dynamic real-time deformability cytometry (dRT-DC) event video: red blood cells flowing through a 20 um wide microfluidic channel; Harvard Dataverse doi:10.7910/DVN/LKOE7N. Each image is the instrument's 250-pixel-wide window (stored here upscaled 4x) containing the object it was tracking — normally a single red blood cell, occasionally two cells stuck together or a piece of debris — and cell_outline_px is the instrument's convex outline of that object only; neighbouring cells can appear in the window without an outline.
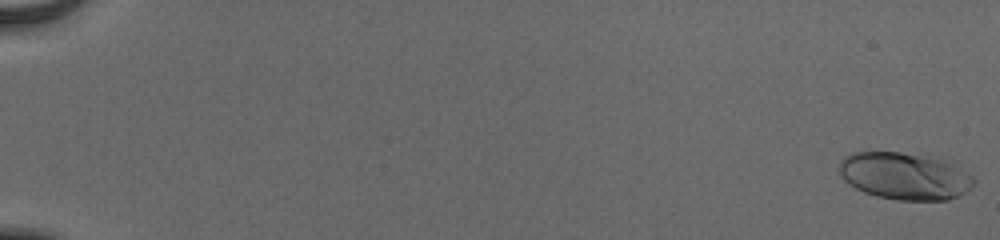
{"species": "human", "species_latin": "Homo sapiens", "temperature_condition": "cold", "stored_images_in_passage": 56, "camera_frame_rate_fps": 3000, "um_per_image_px": 0.085, "donor": {"sex": "male"}, "frame": {"image": 1, "passage_image": 1, "time_ms": 0.0, "image_size_px": [1000, 240], "cell_outline_px": [[976, 180], [964, 192], [948, 200], [896, 200], [876, 196], [864, 192], [848, 184], [840, 176], [840, 160], [844, 156], [852, 152], [900, 152], [936, 160], [948, 164], [972, 176]], "centroid_in_image_um": [76.78, 14.99], "position_along_channel_um": 8.2, "area_um2": 36.07}}
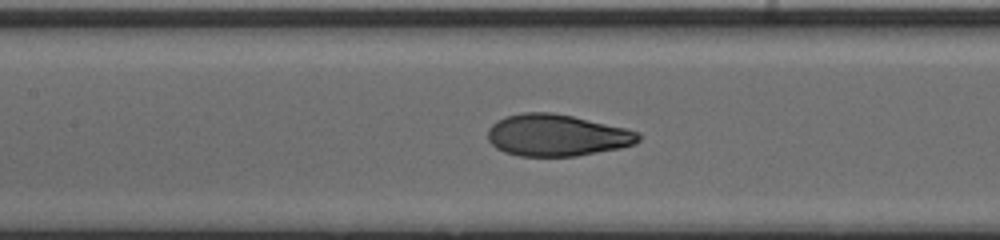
{"frame": {"image": 2, "passage_image": 29, "time_ms": 9.333, "image_size_px": [1000, 240], "cell_outline_px": [[640, 140], [636, 144], [620, 148], [576, 156], [520, 156], [504, 152], [496, 148], [488, 140], [488, 128], [496, 120], [504, 116], [524, 112], [552, 112], [572, 116], [624, 128], [640, 132]], "centroid_in_image_um": [47.31, 11.5], "position_along_channel_um": 160.1, "area_um2": 36.76}}
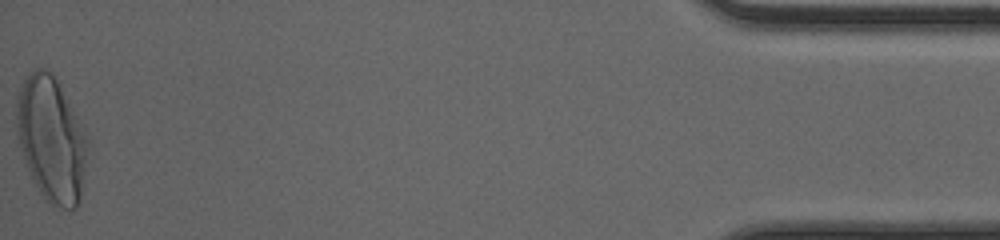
{"frame": {"image": 3, "passage_image": 56, "time_ms": 18.333, "image_size_px": [1000, 240], "cell_outline_px": [[88, 144], [80, 200], [76, 208], [64, 208], [52, 204], [40, 192], [32, 180], [24, 160], [20, 144], [16, 120], [16, 100], [20, 88], [24, 80], [36, 68], [48, 68], [52, 72], [84, 132], [88, 140]], "centroid_in_image_um": [4.34, 11.84], "position_along_channel_um": 430.9, "area_um2": 50.69}, "authors_computed_cell_mechanics": {"area_um2": 36.8186, "velocity_mm_per_s": 3.9066, "shape_relaxation_time_tau1_ms": 4.4111, "shape_relaxation_time_tau2_ms": null, "deformation_change_tau1": 0.2327, "deformation_change_tau2": null}}